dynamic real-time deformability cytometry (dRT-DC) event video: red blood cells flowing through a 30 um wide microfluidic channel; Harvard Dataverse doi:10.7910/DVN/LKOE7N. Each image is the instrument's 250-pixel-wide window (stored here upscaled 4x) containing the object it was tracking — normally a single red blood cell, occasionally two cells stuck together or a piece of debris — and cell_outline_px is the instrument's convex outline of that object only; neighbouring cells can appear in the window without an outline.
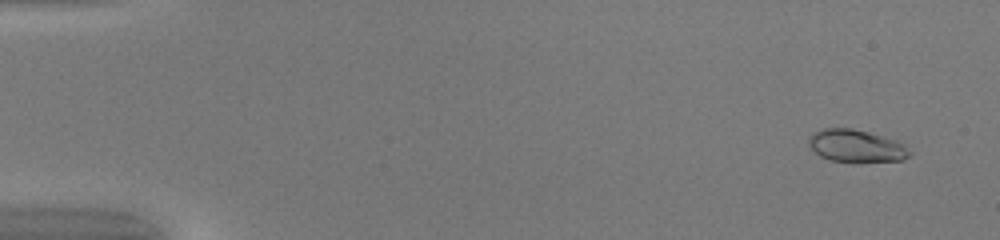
{"species": "common noctule bat (a hibernating species)", "species_latin": "Nyctalus noctula", "temperature_condition": "warm", "stored_images_in_passage": 50, "camera_frame_rate_fps": 3000, "um_per_image_px": 0.085, "animal": {"sex": "female", "body_mass_g": 20.0, "forearm_length_mm": 54.0}, "frame": {"image": 1, "passage_image": 3, "time_ms": 0.667, "image_size_px": [1000, 240], "cell_outline_px": [[912, 152], [904, 160], [856, 164], [832, 160], [820, 156], [808, 144], [808, 136], [812, 132], [824, 128], [852, 128], [884, 136], [896, 140], [904, 144]], "centroid_in_image_um": [72.79, 12.43], "position_along_channel_um": 12.2, "area_um2": 19.71}}
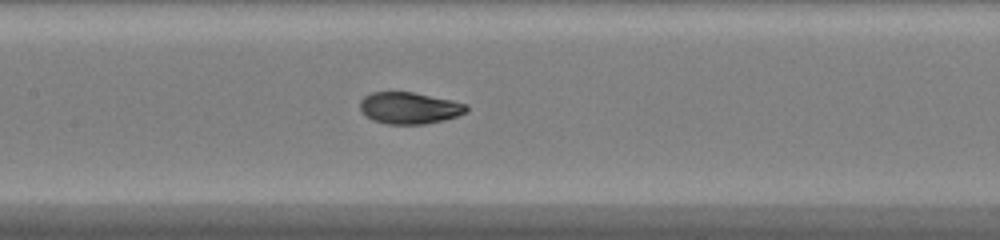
{"frame": {"image": 2, "passage_image": 25, "time_ms": 8.0, "image_size_px": [1000, 240], "cell_outline_px": [[468, 112], [444, 120], [424, 124], [388, 124], [372, 120], [364, 116], [360, 108], [360, 100], [364, 96], [372, 92], [412, 92], [452, 100], [468, 104]], "centroid_in_image_um": [34.79, 9.18], "position_along_channel_um": 172.6, "area_um2": 19.77}}
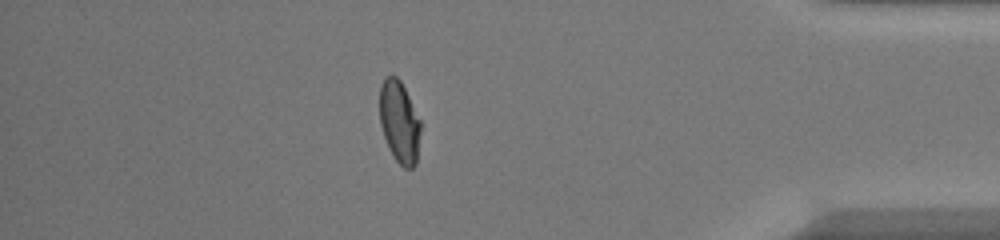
{"frame": {"image": 3, "passage_image": 44, "time_ms": 14.333, "image_size_px": [1000, 240], "cell_outline_px": [[420, 132], [416, 164], [412, 168], [404, 168], [396, 160], [388, 148], [380, 124], [380, 84], [392, 72], [400, 80], [420, 120]], "centroid_in_image_um": [33.93, 10.36], "position_along_channel_um": 401.3, "area_um2": 19.42}, "authors_computed_cell_mechanics": {"area_um2": 19.7676, "velocity_mm_per_s": 4.1642, "shape_relaxation_time_tau1_ms": 7.0856, "shape_relaxation_time_tau2_ms": 0.6911, "deformation_change_tau1": 0.2714, "deformation_change_tau2": 0.0475}}